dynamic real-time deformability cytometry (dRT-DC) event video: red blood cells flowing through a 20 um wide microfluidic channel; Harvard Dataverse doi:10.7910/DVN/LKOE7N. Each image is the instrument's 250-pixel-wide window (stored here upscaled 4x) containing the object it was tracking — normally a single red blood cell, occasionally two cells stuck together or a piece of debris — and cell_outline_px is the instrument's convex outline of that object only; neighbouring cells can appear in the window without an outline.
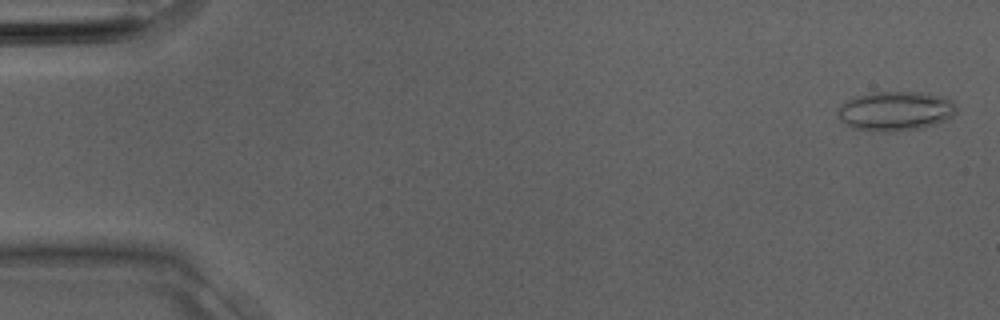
{"species": "Egyptian fruit bat (a non-hibernating species)", "species_latin": "Rousettus aegyptiacus", "temperature_condition": "room temperature", "stored_images_in_passage": 33, "camera_frame_rate_fps": 3000, "um_per_image_px": 0.085, "animal": {"sex": "male"}, "frame": {"image": 1, "passage_image": 1, "time_ms": 0.0, "image_size_px": [1000, 320], "cell_outline_px": [[956, 112], [948, 120], [924, 128], [892, 132], [880, 132], [852, 128], [840, 120], [840, 108], [852, 96], [872, 92], [920, 92], [944, 96], [952, 100], [956, 104]], "centroid_in_image_um": [76.17, 9.44], "position_along_channel_um": 8.8, "area_um2": 27.51}}
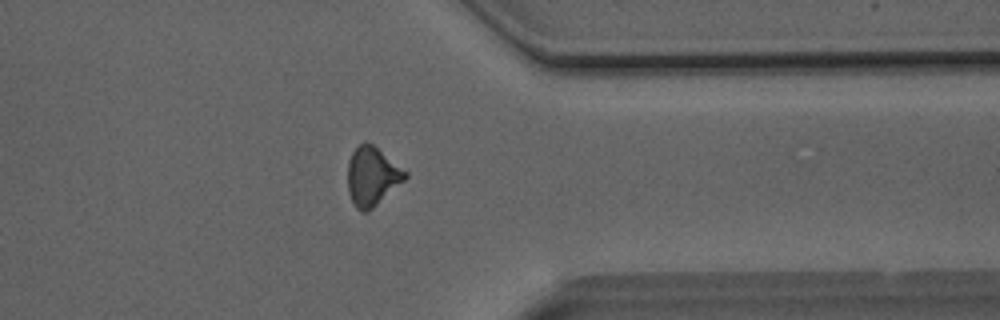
{"frame": {"image": 2, "passage_image": 26, "time_ms": 8.333, "image_size_px": [1000, 320], "cell_outline_px": [[408, 176], [404, 180], [368, 212], [360, 212], [356, 208], [348, 192], [348, 160], [352, 152], [360, 144], [372, 144], [408, 172]], "centroid_in_image_um": [31.62, 15.01], "position_along_channel_um": 379.8, "area_um2": 19.36}}
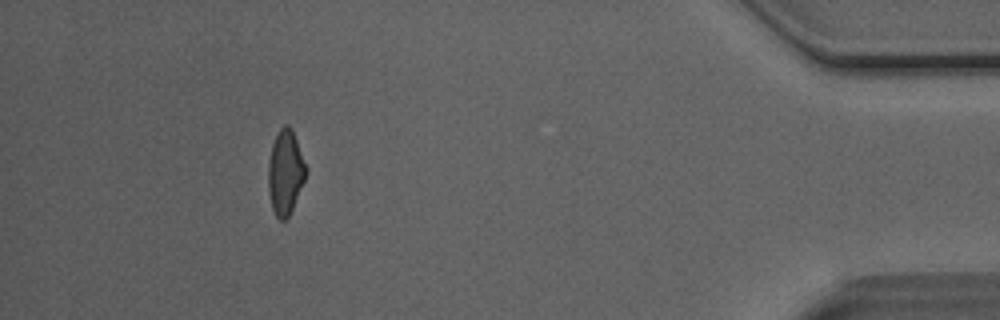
{"frame": {"image": 3, "passage_image": 30, "time_ms": 9.667, "image_size_px": [1000, 320], "cell_outline_px": [[308, 172], [292, 208], [288, 216], [284, 220], [280, 220], [276, 216], [272, 208], [268, 192], [268, 164], [272, 144], [280, 128], [284, 124], [288, 124], [292, 128], [308, 168]], "centroid_in_image_um": [24.26, 14.61], "position_along_channel_um": 410.9, "area_um2": 18.67}}